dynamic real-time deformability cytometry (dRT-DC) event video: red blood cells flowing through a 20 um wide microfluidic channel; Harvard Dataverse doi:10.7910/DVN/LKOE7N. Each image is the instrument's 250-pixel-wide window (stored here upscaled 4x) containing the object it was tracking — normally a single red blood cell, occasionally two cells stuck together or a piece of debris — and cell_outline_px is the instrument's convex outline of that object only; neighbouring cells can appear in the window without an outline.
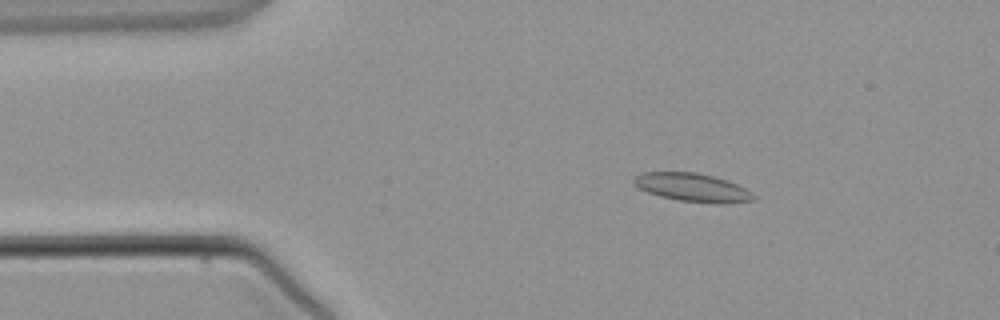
{"species": "common noctule bat (a hibernating species)", "species_latin": "Nyctalus noctula", "temperature_condition": "warm", "stored_images_in_passage": 3, "camera_frame_rate_fps": 3000, "um_per_image_px": 0.085, "animal": {"sex": "male", "body_mass_g": 21.5, "forearm_length_mm": 52.0}, "frame": {"image": 1, "passage_image": 2, "time_ms": 1.333, "image_size_px": [1000, 320], "cell_outline_px": [[756, 196], [752, 200], [724, 204], [716, 204], [680, 200], [660, 196], [648, 192], [640, 188], [632, 180], [636, 176], [644, 172], [696, 172], [728, 180], [752, 192]], "centroid_in_image_um": [58.89, 15.94], "position_along_channel_um": 26.1, "area_um2": 19.59}}